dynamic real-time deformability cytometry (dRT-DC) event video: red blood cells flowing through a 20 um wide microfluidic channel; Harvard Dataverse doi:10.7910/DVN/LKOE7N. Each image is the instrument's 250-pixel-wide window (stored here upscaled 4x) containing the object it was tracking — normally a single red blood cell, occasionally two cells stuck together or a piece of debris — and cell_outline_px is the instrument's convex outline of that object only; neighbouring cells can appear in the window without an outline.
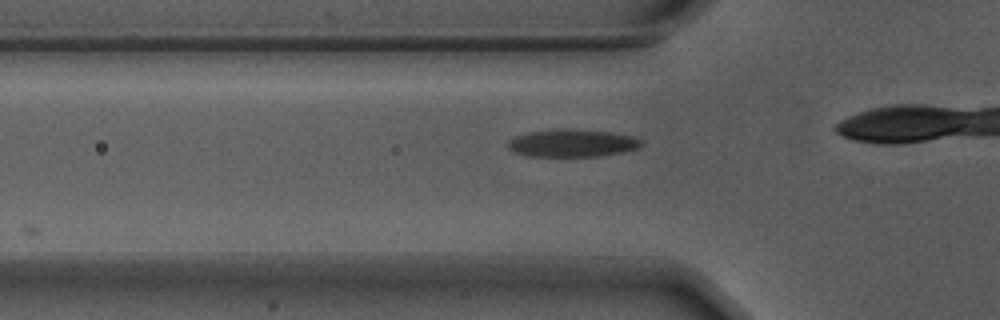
{"species": "Egyptian fruit bat (a non-hibernating species)", "species_latin": "Rousettus aegyptiacus", "temperature_condition": "warm", "stored_images_in_passage": 12, "camera_frame_rate_fps": 3000, "um_per_image_px": 0.085, "animal": {"sex": "male"}, "frame": {"image": 1, "passage_image": 6, "time_ms": 1.667, "image_size_px": [1000, 320], "cell_outline_px": [[644, 144], [636, 148], [624, 152], [600, 156], [528, 156], [516, 152], [508, 148], [508, 140], [516, 136], [528, 132], [556, 128], [568, 128], [612, 132], [632, 136], [644, 140]], "centroid_in_image_um": [48.67, 12.15], "position_along_channel_um": 77.1, "area_um2": 21.68}}
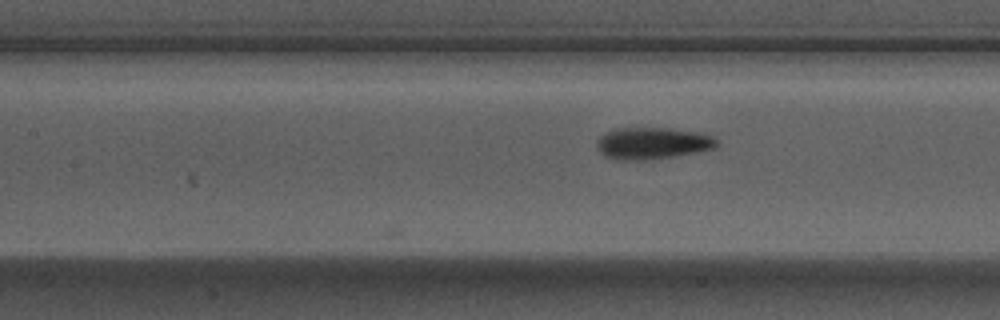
{"frame": {"image": 2, "passage_image": 12, "time_ms": 3.667, "image_size_px": [1000, 320], "cell_outline_px": [[720, 144], [716, 148], [696, 152], [672, 156], [640, 160], [616, 160], [604, 156], [596, 148], [596, 140], [600, 136], [616, 128], [672, 128], [704, 132], [712, 136]], "centroid_in_image_um": [55.47, 12.16], "position_along_channel_um": 151.9, "area_um2": 22.43}}